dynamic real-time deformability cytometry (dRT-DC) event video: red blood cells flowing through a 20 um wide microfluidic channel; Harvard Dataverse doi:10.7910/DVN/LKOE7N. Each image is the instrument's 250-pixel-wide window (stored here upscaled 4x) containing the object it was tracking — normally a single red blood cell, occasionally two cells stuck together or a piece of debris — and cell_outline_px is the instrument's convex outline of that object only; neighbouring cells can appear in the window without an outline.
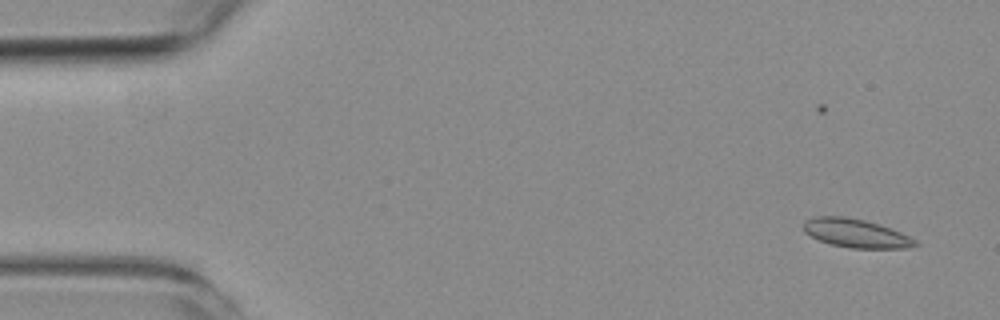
{"species": "common noctule bat (a hibernating species)", "species_latin": "Nyctalus noctula", "temperature_condition": "room temperature", "stored_images_in_passage": 6, "camera_frame_rate_fps": 3000, "um_per_image_px": 0.085, "animal": {"sex": "female", "body_mass_g": 19.3, "forearm_length_mm": 54.1}, "frame": {"image": 1, "passage_image": 3, "time_ms": 2.333, "image_size_px": [1000, 320], "cell_outline_px": [[920, 244], [912, 248], [848, 248], [832, 244], [820, 240], [804, 232], [804, 220], [816, 216], [844, 216], [864, 220], [900, 232], [916, 240]], "centroid_in_image_um": [72.76, 19.83], "position_along_channel_um": 12.2, "area_um2": 18.44}}
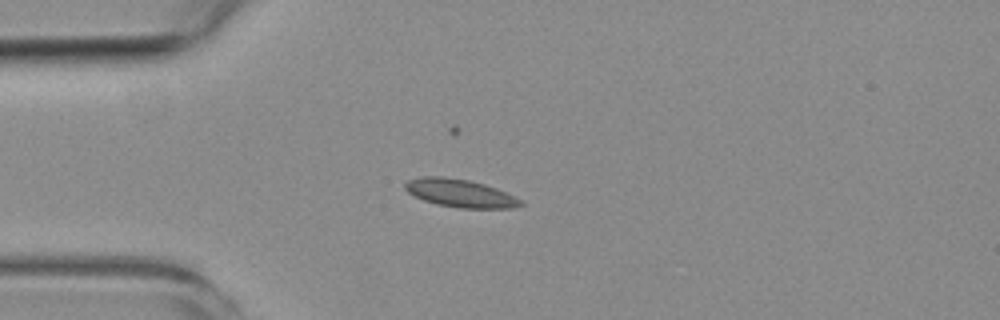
{"frame": {"image": 2, "passage_image": 6, "time_ms": 6.0, "image_size_px": [1000, 320], "cell_outline_px": [[524, 204], [512, 208], [460, 208], [436, 204], [424, 200], [408, 192], [404, 188], [404, 184], [408, 180], [424, 176], [444, 176], [468, 180], [484, 184], [496, 188], [520, 200]], "centroid_in_image_um": [39.07, 16.41], "position_along_channel_um": 45.9, "area_um2": 18.61}}